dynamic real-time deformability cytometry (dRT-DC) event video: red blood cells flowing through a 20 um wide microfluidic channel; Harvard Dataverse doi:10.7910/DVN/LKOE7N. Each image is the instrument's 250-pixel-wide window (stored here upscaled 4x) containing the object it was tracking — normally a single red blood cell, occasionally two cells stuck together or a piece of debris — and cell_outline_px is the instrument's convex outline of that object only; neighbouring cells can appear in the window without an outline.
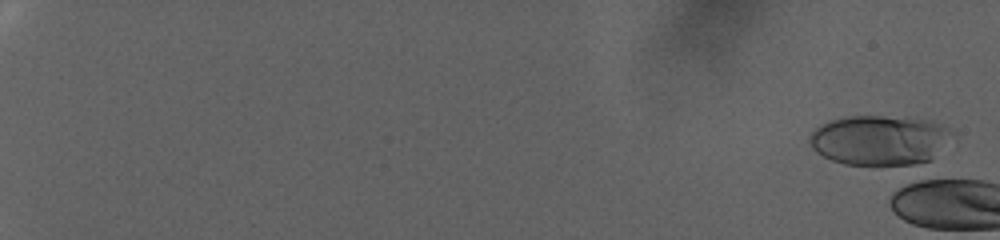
{"species": "human", "species_latin": "Homo sapiens", "temperature_condition": "warm", "stored_images_in_passage": 3, "camera_frame_rate_fps": 3000, "um_per_image_px": 0.085, "donor": {"sex": "female"}, "frame": {"image": 1, "passage_image": 3, "time_ms": 0.667, "image_size_px": [1000, 240], "cell_outline_px": [[952, 132], [932, 160], [924, 164], [844, 164], [832, 160], [816, 152], [812, 148], [808, 140], [812, 132], [816, 128], [828, 120], [848, 116], [908, 116], [932, 120], [944, 124]], "centroid_in_image_um": [74.76, 11.88], "position_along_channel_um": 10.2, "area_um2": 41.62}}